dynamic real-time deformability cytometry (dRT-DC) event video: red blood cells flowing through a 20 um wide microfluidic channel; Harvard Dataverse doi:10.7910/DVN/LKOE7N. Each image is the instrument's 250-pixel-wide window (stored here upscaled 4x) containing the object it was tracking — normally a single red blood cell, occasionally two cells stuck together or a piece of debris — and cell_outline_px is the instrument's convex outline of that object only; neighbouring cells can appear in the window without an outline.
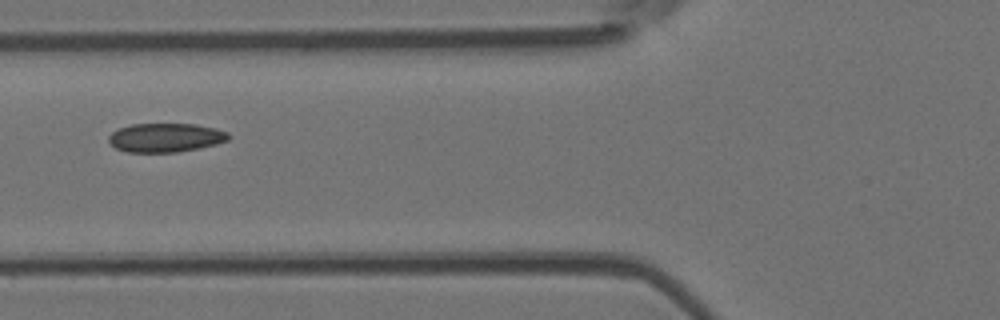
{"species": "Egyptian fruit bat (a non-hibernating species)", "species_latin": "Rousettus aegyptiacus", "temperature_condition": "room temperature", "stored_images_in_passage": 6, "camera_frame_rate_fps": 3000, "um_per_image_px": 0.085, "animal": {"sex": "female"}, "frame": {"image": 1, "passage_image": 4, "time_ms": 4.333, "image_size_px": [1000, 320], "cell_outline_px": [[232, 136], [228, 140], [216, 144], [176, 152], [128, 152], [116, 148], [108, 140], [108, 136], [112, 132], [120, 128], [132, 124], [196, 124], [216, 128], [228, 132]], "centroid_in_image_um": [14.1, 11.69], "position_along_channel_um": 111.7, "area_um2": 20.11}}
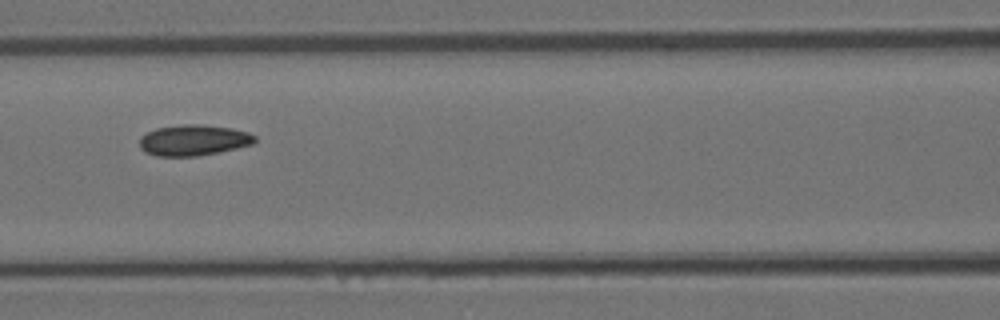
{"frame": {"image": 2, "passage_image": 5, "time_ms": 5.333, "image_size_px": [1000, 320], "cell_outline_px": [[256, 140], [252, 144], [220, 152], [196, 156], [156, 156], [144, 152], [140, 148], [140, 136], [156, 128], [184, 124], [200, 124], [232, 128], [248, 132], [256, 136]], "centroid_in_image_um": [16.44, 11.92], "position_along_channel_um": 150.2, "area_um2": 20.81}}
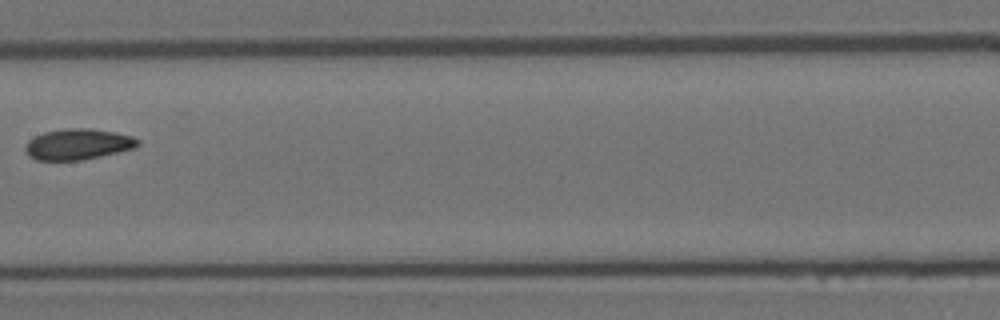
{"frame": {"image": 3, "passage_image": 6, "time_ms": 6.667, "image_size_px": [1000, 320], "cell_outline_px": [[140, 144], [136, 148], [100, 156], [80, 160], [36, 160], [28, 156], [24, 148], [28, 140], [44, 132], [64, 128], [88, 128], [116, 132], [132, 136], [140, 140]], "centroid_in_image_um": [6.63, 12.25], "position_along_channel_um": 200.8, "area_um2": 20.35}}